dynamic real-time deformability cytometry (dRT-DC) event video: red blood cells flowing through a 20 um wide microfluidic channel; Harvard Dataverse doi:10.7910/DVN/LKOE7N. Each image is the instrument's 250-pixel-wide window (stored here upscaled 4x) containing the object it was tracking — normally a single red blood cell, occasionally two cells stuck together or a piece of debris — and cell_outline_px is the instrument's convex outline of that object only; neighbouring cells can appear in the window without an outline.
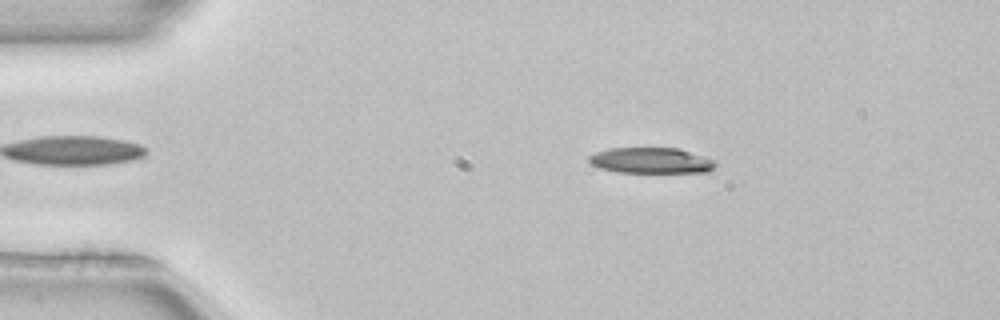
{"species": "common noctule bat (a hibernating species)", "species_latin": "Nyctalus noctula", "temperature_condition": "room temperature", "stored_images_in_passage": 51, "camera_frame_rate_fps": 3000, "um_per_image_px": 0.085, "animal": {"sex": "female", "body_mass_g": 22.7, "forearm_length_mm": 54.2}, "frame": {"image": 1, "passage_image": 9, "time_ms": 2.667, "image_size_px": [1000, 320], "cell_outline_px": [[716, 164], [708, 172], [616, 172], [600, 168], [592, 164], [588, 160], [588, 156], [596, 152], [608, 148], [680, 148], [716, 160]], "centroid_in_image_um": [55.34, 13.63], "position_along_channel_um": 29.7, "area_um2": 19.02}}
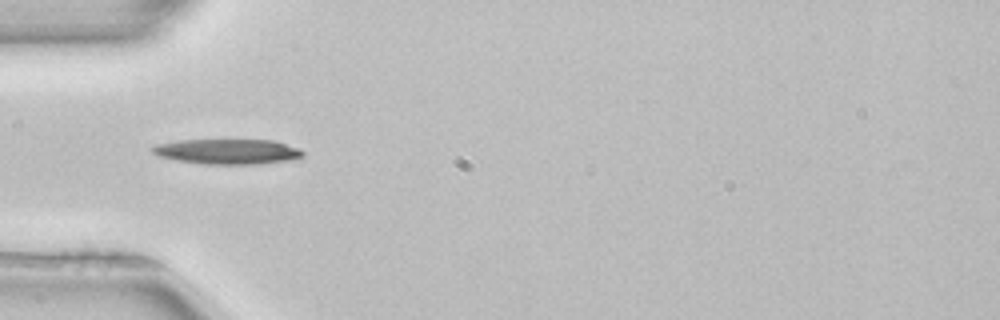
{"frame": {"image": 2, "passage_image": 16, "time_ms": 5.0, "image_size_px": [1000, 320], "cell_outline_px": [[304, 156], [292, 160], [260, 164], [208, 164], [180, 160], [160, 156], [152, 152], [152, 148], [160, 144], [180, 140], [272, 140], [300, 148], [304, 152]], "centroid_in_image_um": [19.45, 12.88], "position_along_channel_um": 65.5, "area_um2": 21.79}, "authors_computed_cell_mechanics": {"area_um2": 20.23, "velocity_mm_per_s": 3.9583, "shape_relaxation_time_tau1_ms": 6.2696, "shape_relaxation_time_tau2_ms": null, "deformation_change_tau1": 0.1498, "deformation_change_tau2": null}}